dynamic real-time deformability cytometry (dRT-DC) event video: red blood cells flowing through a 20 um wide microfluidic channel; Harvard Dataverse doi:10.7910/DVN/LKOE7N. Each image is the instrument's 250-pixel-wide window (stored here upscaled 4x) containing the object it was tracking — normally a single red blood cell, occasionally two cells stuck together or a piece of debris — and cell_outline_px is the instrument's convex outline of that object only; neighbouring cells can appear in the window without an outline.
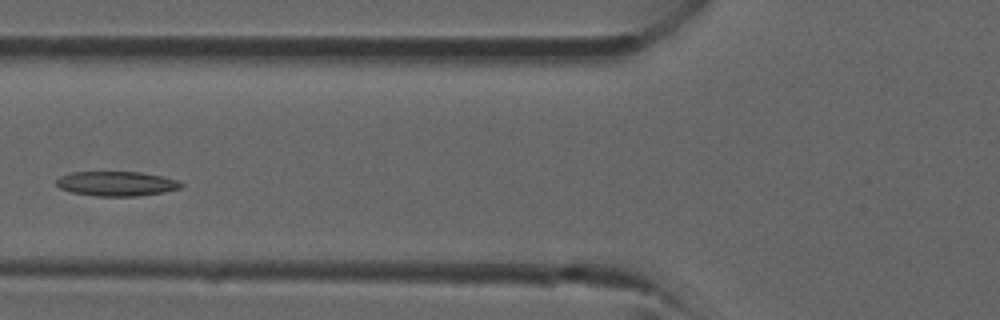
{"species": "common noctule bat (a hibernating species)", "species_latin": "Nyctalus noctula", "temperature_condition": "room temperature", "stored_images_in_passage": 34, "camera_frame_rate_fps": 3000, "um_per_image_px": 0.085, "animal": {"sex": "male", "forearm_length_mm": 52.5}, "frame": {"image": 1, "passage_image": 10, "time_ms": 3.0, "image_size_px": [1000, 320], "cell_outline_px": [[184, 184], [180, 188], [164, 192], [136, 196], [96, 196], [72, 192], [60, 188], [56, 184], [56, 180], [60, 176], [72, 172], [140, 172], [160, 176], [176, 180]], "centroid_in_image_um": [9.88, 15.61], "position_along_channel_um": 115.9, "area_um2": 17.74}}
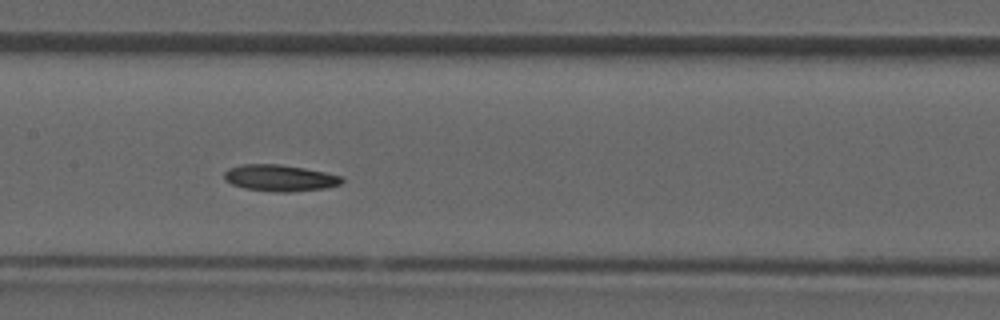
{"frame": {"image": 2, "passage_image": 14, "time_ms": 4.333, "image_size_px": [1000, 320], "cell_outline_px": [[344, 180], [340, 184], [324, 188], [288, 192], [280, 192], [244, 188], [232, 184], [224, 180], [224, 172], [228, 168], [244, 164], [280, 164], [304, 168], [344, 176]], "centroid_in_image_um": [23.78, 15.12], "position_along_channel_um": 183.6, "area_um2": 18.09}}
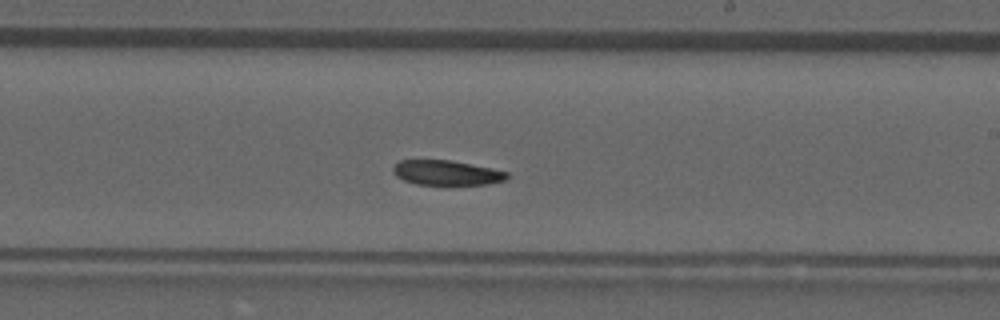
{"frame": {"image": 3, "passage_image": 18, "time_ms": 5.667, "image_size_px": [1000, 320], "cell_outline_px": [[508, 176], [504, 180], [488, 184], [416, 184], [404, 180], [396, 176], [392, 172], [392, 168], [400, 160], [448, 160], [492, 168], [508, 172]], "centroid_in_image_um": [37.93, 14.68], "position_along_channel_um": 251.1, "area_um2": 16.24}}